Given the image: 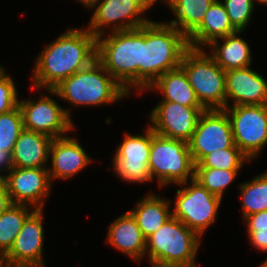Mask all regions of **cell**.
I'll return each instance as SVG.
<instances>
[{"label": "cell", "mask_w": 267, "mask_h": 267, "mask_svg": "<svg viewBox=\"0 0 267 267\" xmlns=\"http://www.w3.org/2000/svg\"><path fill=\"white\" fill-rule=\"evenodd\" d=\"M36 58L32 89H53L96 60L97 37L87 29H68L46 44Z\"/></svg>", "instance_id": "cell-1"}, {"label": "cell", "mask_w": 267, "mask_h": 267, "mask_svg": "<svg viewBox=\"0 0 267 267\" xmlns=\"http://www.w3.org/2000/svg\"><path fill=\"white\" fill-rule=\"evenodd\" d=\"M188 48L187 37L168 22L152 20L143 25L139 94L145 92L162 74L180 67Z\"/></svg>", "instance_id": "cell-2"}, {"label": "cell", "mask_w": 267, "mask_h": 267, "mask_svg": "<svg viewBox=\"0 0 267 267\" xmlns=\"http://www.w3.org/2000/svg\"><path fill=\"white\" fill-rule=\"evenodd\" d=\"M46 91L76 107L112 104L129 95L97 59Z\"/></svg>", "instance_id": "cell-3"}, {"label": "cell", "mask_w": 267, "mask_h": 267, "mask_svg": "<svg viewBox=\"0 0 267 267\" xmlns=\"http://www.w3.org/2000/svg\"><path fill=\"white\" fill-rule=\"evenodd\" d=\"M97 37L96 59L130 94L139 93V63L142 54V26ZM132 89V90H130Z\"/></svg>", "instance_id": "cell-4"}, {"label": "cell", "mask_w": 267, "mask_h": 267, "mask_svg": "<svg viewBox=\"0 0 267 267\" xmlns=\"http://www.w3.org/2000/svg\"><path fill=\"white\" fill-rule=\"evenodd\" d=\"M200 241L194 231L171 216L146 239L145 255L152 267H198L196 259Z\"/></svg>", "instance_id": "cell-5"}, {"label": "cell", "mask_w": 267, "mask_h": 267, "mask_svg": "<svg viewBox=\"0 0 267 267\" xmlns=\"http://www.w3.org/2000/svg\"><path fill=\"white\" fill-rule=\"evenodd\" d=\"M205 48L189 47L181 60L190 85L200 104L206 109H225V71Z\"/></svg>", "instance_id": "cell-6"}, {"label": "cell", "mask_w": 267, "mask_h": 267, "mask_svg": "<svg viewBox=\"0 0 267 267\" xmlns=\"http://www.w3.org/2000/svg\"><path fill=\"white\" fill-rule=\"evenodd\" d=\"M149 171L151 179H157L162 188L194 179L195 165L188 142L160 136L151 129Z\"/></svg>", "instance_id": "cell-7"}, {"label": "cell", "mask_w": 267, "mask_h": 267, "mask_svg": "<svg viewBox=\"0 0 267 267\" xmlns=\"http://www.w3.org/2000/svg\"><path fill=\"white\" fill-rule=\"evenodd\" d=\"M189 182L191 185H187ZM178 186L182 189L176 192L172 216L201 237L216 221L222 199L211 194L195 179Z\"/></svg>", "instance_id": "cell-8"}, {"label": "cell", "mask_w": 267, "mask_h": 267, "mask_svg": "<svg viewBox=\"0 0 267 267\" xmlns=\"http://www.w3.org/2000/svg\"><path fill=\"white\" fill-rule=\"evenodd\" d=\"M157 1L104 0L92 8L94 11L86 29L96 37L105 34L104 28H110L108 33L137 29L152 21L144 14Z\"/></svg>", "instance_id": "cell-9"}, {"label": "cell", "mask_w": 267, "mask_h": 267, "mask_svg": "<svg viewBox=\"0 0 267 267\" xmlns=\"http://www.w3.org/2000/svg\"><path fill=\"white\" fill-rule=\"evenodd\" d=\"M230 120L235 145L252 161L267 145V105L223 109Z\"/></svg>", "instance_id": "cell-10"}, {"label": "cell", "mask_w": 267, "mask_h": 267, "mask_svg": "<svg viewBox=\"0 0 267 267\" xmlns=\"http://www.w3.org/2000/svg\"><path fill=\"white\" fill-rule=\"evenodd\" d=\"M39 97L36 101L19 100L24 129L43 133L53 139L64 137L75 129L70 110L62 108L47 94Z\"/></svg>", "instance_id": "cell-11"}, {"label": "cell", "mask_w": 267, "mask_h": 267, "mask_svg": "<svg viewBox=\"0 0 267 267\" xmlns=\"http://www.w3.org/2000/svg\"><path fill=\"white\" fill-rule=\"evenodd\" d=\"M123 136L112 160L116 175L131 184L152 181L149 171L151 127L148 125L142 135L125 131Z\"/></svg>", "instance_id": "cell-12"}, {"label": "cell", "mask_w": 267, "mask_h": 267, "mask_svg": "<svg viewBox=\"0 0 267 267\" xmlns=\"http://www.w3.org/2000/svg\"><path fill=\"white\" fill-rule=\"evenodd\" d=\"M194 165L209 153L235 145L230 120L223 109L205 110L188 142Z\"/></svg>", "instance_id": "cell-13"}, {"label": "cell", "mask_w": 267, "mask_h": 267, "mask_svg": "<svg viewBox=\"0 0 267 267\" xmlns=\"http://www.w3.org/2000/svg\"><path fill=\"white\" fill-rule=\"evenodd\" d=\"M204 107H187L161 101L149 113L150 127L158 135L189 142Z\"/></svg>", "instance_id": "cell-14"}, {"label": "cell", "mask_w": 267, "mask_h": 267, "mask_svg": "<svg viewBox=\"0 0 267 267\" xmlns=\"http://www.w3.org/2000/svg\"><path fill=\"white\" fill-rule=\"evenodd\" d=\"M11 203L43 209L52 182L48 168H16L3 174Z\"/></svg>", "instance_id": "cell-15"}, {"label": "cell", "mask_w": 267, "mask_h": 267, "mask_svg": "<svg viewBox=\"0 0 267 267\" xmlns=\"http://www.w3.org/2000/svg\"><path fill=\"white\" fill-rule=\"evenodd\" d=\"M43 209H35L25 220L10 251L4 256L9 266H42Z\"/></svg>", "instance_id": "cell-16"}, {"label": "cell", "mask_w": 267, "mask_h": 267, "mask_svg": "<svg viewBox=\"0 0 267 267\" xmlns=\"http://www.w3.org/2000/svg\"><path fill=\"white\" fill-rule=\"evenodd\" d=\"M225 90V108L231 104L267 105V80L250 66L225 71Z\"/></svg>", "instance_id": "cell-17"}, {"label": "cell", "mask_w": 267, "mask_h": 267, "mask_svg": "<svg viewBox=\"0 0 267 267\" xmlns=\"http://www.w3.org/2000/svg\"><path fill=\"white\" fill-rule=\"evenodd\" d=\"M78 140L69 136L52 139L49 148V161L52 164L48 167L51 182L55 179L67 180L92 162Z\"/></svg>", "instance_id": "cell-18"}, {"label": "cell", "mask_w": 267, "mask_h": 267, "mask_svg": "<svg viewBox=\"0 0 267 267\" xmlns=\"http://www.w3.org/2000/svg\"><path fill=\"white\" fill-rule=\"evenodd\" d=\"M106 239L108 244L138 263L145 256L146 238L129 211L117 217L109 225Z\"/></svg>", "instance_id": "cell-19"}, {"label": "cell", "mask_w": 267, "mask_h": 267, "mask_svg": "<svg viewBox=\"0 0 267 267\" xmlns=\"http://www.w3.org/2000/svg\"><path fill=\"white\" fill-rule=\"evenodd\" d=\"M52 139L43 133L23 129L11 154L13 167L48 168Z\"/></svg>", "instance_id": "cell-20"}, {"label": "cell", "mask_w": 267, "mask_h": 267, "mask_svg": "<svg viewBox=\"0 0 267 267\" xmlns=\"http://www.w3.org/2000/svg\"><path fill=\"white\" fill-rule=\"evenodd\" d=\"M238 31L230 21L222 1L215 0L201 24L187 37L189 47L204 48L213 40L225 37ZM203 45V46H202Z\"/></svg>", "instance_id": "cell-21"}, {"label": "cell", "mask_w": 267, "mask_h": 267, "mask_svg": "<svg viewBox=\"0 0 267 267\" xmlns=\"http://www.w3.org/2000/svg\"><path fill=\"white\" fill-rule=\"evenodd\" d=\"M242 31H236L225 37L213 40L207 45L208 52L215 62L224 70L246 68L251 65L252 54L247 41L238 37ZM222 44L220 45V41Z\"/></svg>", "instance_id": "cell-22"}, {"label": "cell", "mask_w": 267, "mask_h": 267, "mask_svg": "<svg viewBox=\"0 0 267 267\" xmlns=\"http://www.w3.org/2000/svg\"><path fill=\"white\" fill-rule=\"evenodd\" d=\"M162 93L161 101L176 102L187 107H203L180 66L162 74L148 89Z\"/></svg>", "instance_id": "cell-23"}, {"label": "cell", "mask_w": 267, "mask_h": 267, "mask_svg": "<svg viewBox=\"0 0 267 267\" xmlns=\"http://www.w3.org/2000/svg\"><path fill=\"white\" fill-rule=\"evenodd\" d=\"M157 195L149 193L142 199L138 198L136 207L129 210L146 239L172 216L171 201Z\"/></svg>", "instance_id": "cell-24"}, {"label": "cell", "mask_w": 267, "mask_h": 267, "mask_svg": "<svg viewBox=\"0 0 267 267\" xmlns=\"http://www.w3.org/2000/svg\"><path fill=\"white\" fill-rule=\"evenodd\" d=\"M166 3L175 19L168 24L188 37L202 22L205 13L215 0H158Z\"/></svg>", "instance_id": "cell-25"}, {"label": "cell", "mask_w": 267, "mask_h": 267, "mask_svg": "<svg viewBox=\"0 0 267 267\" xmlns=\"http://www.w3.org/2000/svg\"><path fill=\"white\" fill-rule=\"evenodd\" d=\"M34 210L29 205L12 203L0 214V255L5 256L10 251L26 218Z\"/></svg>", "instance_id": "cell-26"}, {"label": "cell", "mask_w": 267, "mask_h": 267, "mask_svg": "<svg viewBox=\"0 0 267 267\" xmlns=\"http://www.w3.org/2000/svg\"><path fill=\"white\" fill-rule=\"evenodd\" d=\"M239 188L242 219L267 210V171L256 175L251 181L240 183Z\"/></svg>", "instance_id": "cell-27"}, {"label": "cell", "mask_w": 267, "mask_h": 267, "mask_svg": "<svg viewBox=\"0 0 267 267\" xmlns=\"http://www.w3.org/2000/svg\"><path fill=\"white\" fill-rule=\"evenodd\" d=\"M250 159L236 146L215 150L206 155L195 168H214L221 170H240Z\"/></svg>", "instance_id": "cell-28"}, {"label": "cell", "mask_w": 267, "mask_h": 267, "mask_svg": "<svg viewBox=\"0 0 267 267\" xmlns=\"http://www.w3.org/2000/svg\"><path fill=\"white\" fill-rule=\"evenodd\" d=\"M240 170L195 168L194 179L211 194L223 200L225 189L235 180Z\"/></svg>", "instance_id": "cell-29"}, {"label": "cell", "mask_w": 267, "mask_h": 267, "mask_svg": "<svg viewBox=\"0 0 267 267\" xmlns=\"http://www.w3.org/2000/svg\"><path fill=\"white\" fill-rule=\"evenodd\" d=\"M23 129V117L19 106L7 113L0 114V149L12 154Z\"/></svg>", "instance_id": "cell-30"}, {"label": "cell", "mask_w": 267, "mask_h": 267, "mask_svg": "<svg viewBox=\"0 0 267 267\" xmlns=\"http://www.w3.org/2000/svg\"><path fill=\"white\" fill-rule=\"evenodd\" d=\"M226 8L231 24L238 30L244 31L253 17L254 0H220Z\"/></svg>", "instance_id": "cell-31"}, {"label": "cell", "mask_w": 267, "mask_h": 267, "mask_svg": "<svg viewBox=\"0 0 267 267\" xmlns=\"http://www.w3.org/2000/svg\"><path fill=\"white\" fill-rule=\"evenodd\" d=\"M15 82L6 72L0 76V114L7 113L19 105Z\"/></svg>", "instance_id": "cell-32"}, {"label": "cell", "mask_w": 267, "mask_h": 267, "mask_svg": "<svg viewBox=\"0 0 267 267\" xmlns=\"http://www.w3.org/2000/svg\"><path fill=\"white\" fill-rule=\"evenodd\" d=\"M243 222L247 223V230H265L267 229V210L248 215Z\"/></svg>", "instance_id": "cell-33"}, {"label": "cell", "mask_w": 267, "mask_h": 267, "mask_svg": "<svg viewBox=\"0 0 267 267\" xmlns=\"http://www.w3.org/2000/svg\"><path fill=\"white\" fill-rule=\"evenodd\" d=\"M250 244L260 252H267V229L247 230Z\"/></svg>", "instance_id": "cell-34"}, {"label": "cell", "mask_w": 267, "mask_h": 267, "mask_svg": "<svg viewBox=\"0 0 267 267\" xmlns=\"http://www.w3.org/2000/svg\"><path fill=\"white\" fill-rule=\"evenodd\" d=\"M13 168L12 164V155L10 152L0 149V179H3V175L1 174L5 172V170H11Z\"/></svg>", "instance_id": "cell-35"}, {"label": "cell", "mask_w": 267, "mask_h": 267, "mask_svg": "<svg viewBox=\"0 0 267 267\" xmlns=\"http://www.w3.org/2000/svg\"><path fill=\"white\" fill-rule=\"evenodd\" d=\"M11 201L7 188L3 179H0V214L5 211L10 205Z\"/></svg>", "instance_id": "cell-36"}, {"label": "cell", "mask_w": 267, "mask_h": 267, "mask_svg": "<svg viewBox=\"0 0 267 267\" xmlns=\"http://www.w3.org/2000/svg\"><path fill=\"white\" fill-rule=\"evenodd\" d=\"M80 2V4H83L84 7L86 6L88 9L92 10L97 4L104 0H76Z\"/></svg>", "instance_id": "cell-37"}, {"label": "cell", "mask_w": 267, "mask_h": 267, "mask_svg": "<svg viewBox=\"0 0 267 267\" xmlns=\"http://www.w3.org/2000/svg\"><path fill=\"white\" fill-rule=\"evenodd\" d=\"M0 267H9L8 262L2 255H0Z\"/></svg>", "instance_id": "cell-38"}, {"label": "cell", "mask_w": 267, "mask_h": 267, "mask_svg": "<svg viewBox=\"0 0 267 267\" xmlns=\"http://www.w3.org/2000/svg\"><path fill=\"white\" fill-rule=\"evenodd\" d=\"M258 2V3H260V4H265V5H267V0H254V3L255 2Z\"/></svg>", "instance_id": "cell-39"}, {"label": "cell", "mask_w": 267, "mask_h": 267, "mask_svg": "<svg viewBox=\"0 0 267 267\" xmlns=\"http://www.w3.org/2000/svg\"><path fill=\"white\" fill-rule=\"evenodd\" d=\"M258 267H267V258Z\"/></svg>", "instance_id": "cell-40"}, {"label": "cell", "mask_w": 267, "mask_h": 267, "mask_svg": "<svg viewBox=\"0 0 267 267\" xmlns=\"http://www.w3.org/2000/svg\"><path fill=\"white\" fill-rule=\"evenodd\" d=\"M5 72V69L0 65V76H2Z\"/></svg>", "instance_id": "cell-41"}, {"label": "cell", "mask_w": 267, "mask_h": 267, "mask_svg": "<svg viewBox=\"0 0 267 267\" xmlns=\"http://www.w3.org/2000/svg\"><path fill=\"white\" fill-rule=\"evenodd\" d=\"M9 267H42V266H9ZM46 267V266H44Z\"/></svg>", "instance_id": "cell-42"}]
</instances>
